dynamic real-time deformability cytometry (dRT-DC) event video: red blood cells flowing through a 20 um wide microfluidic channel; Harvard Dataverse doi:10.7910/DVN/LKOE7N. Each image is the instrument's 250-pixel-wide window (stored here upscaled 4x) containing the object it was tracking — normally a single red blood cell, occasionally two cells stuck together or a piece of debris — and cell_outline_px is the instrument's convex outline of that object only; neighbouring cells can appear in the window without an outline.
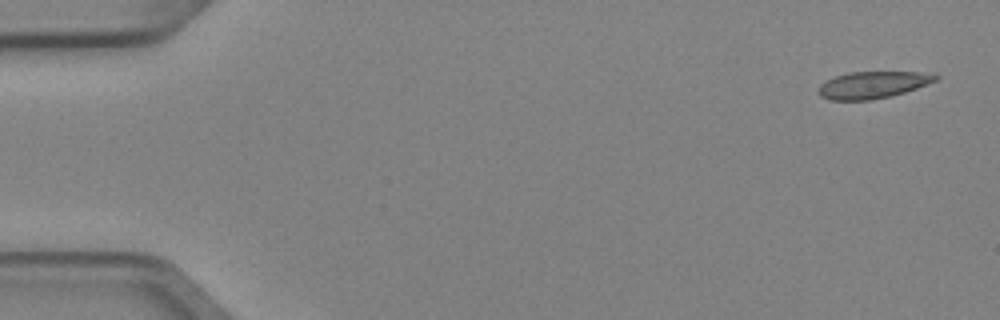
{"species": "Egyptian fruit bat (a non-hibernating species)", "species_latin": "Rousettus aegyptiacus", "temperature_condition": "cold", "stored_images_in_passage": 8, "camera_frame_rate_fps": 3000, "um_per_image_px": 0.085, "animal": {"sex": "female"}, "frame": {"image": 1, "passage_image": 1, "time_ms": 0.0, "image_size_px": [1000, 320], "cell_outline_px": [[940, 76], [936, 80], [916, 88], [904, 92], [888, 96], [868, 100], [828, 100], [820, 96], [820, 84], [836, 76], [848, 72], [916, 72]], "centroid_in_image_um": [74.14, 7.21], "position_along_channel_um": 10.9, "area_um2": 17.92}}
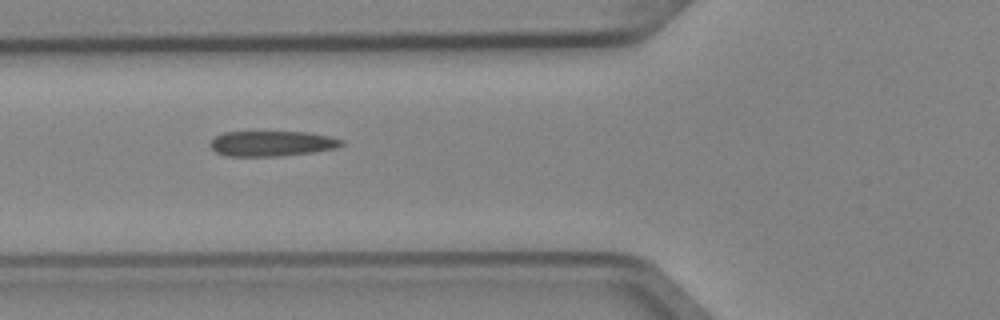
{"frame": {"image": 2, "passage_image": 6, "time_ms": 1.667, "image_size_px": [1000, 320], "cell_outline_px": [[344, 144], [336, 148], [312, 152], [276, 156], [228, 156], [216, 152], [208, 144], [216, 136], [224, 132], [308, 132], [328, 136], [344, 140]], "centroid_in_image_um": [23.11, 12.2], "position_along_channel_um": 102.7, "area_um2": 19.25}}
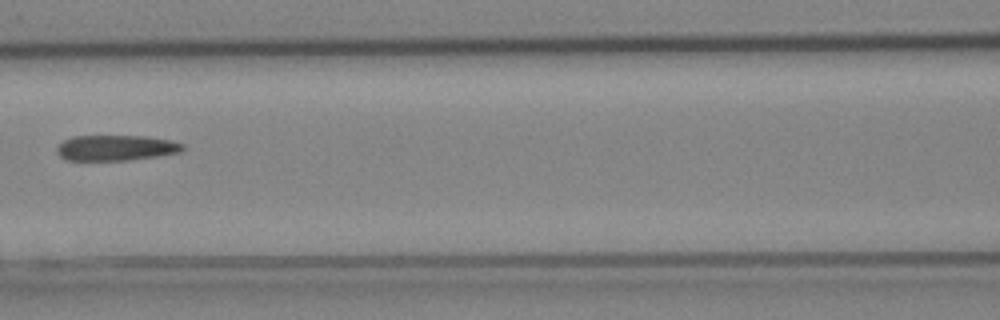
{"frame": {"image": 3, "passage_image": 7, "time_ms": 2.0, "image_size_px": [1000, 320], "cell_outline_px": [[184, 148], [180, 152], [156, 156], [128, 160], [68, 160], [60, 156], [56, 152], [56, 148], [64, 140], [72, 136], [148, 136], [168, 140], [184, 144]], "centroid_in_image_um": [9.84, 12.56], "position_along_channel_um": 156.8, "area_um2": 18.61}}